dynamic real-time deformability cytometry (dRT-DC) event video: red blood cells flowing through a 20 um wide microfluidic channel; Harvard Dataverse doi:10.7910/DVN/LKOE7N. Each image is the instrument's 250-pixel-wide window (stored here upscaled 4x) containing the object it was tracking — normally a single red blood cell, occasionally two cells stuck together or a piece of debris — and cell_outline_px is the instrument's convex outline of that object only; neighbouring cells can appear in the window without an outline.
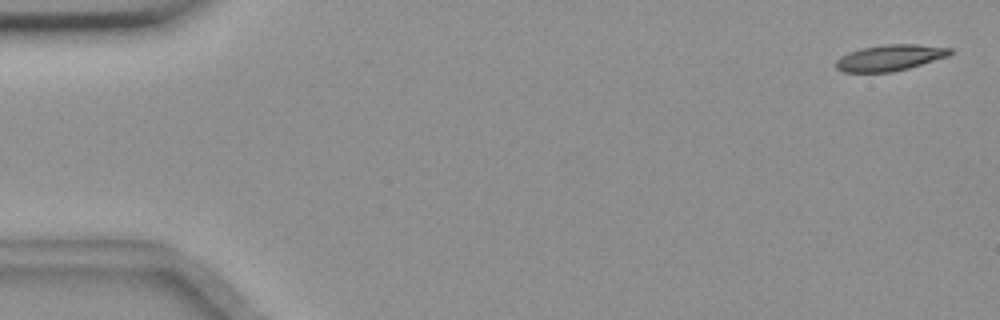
{"species": "common noctule bat (a hibernating species)", "species_latin": "Nyctalus noctula", "temperature_condition": "room temperature", "stored_images_in_passage": 11, "camera_frame_rate_fps": 3000, "um_per_image_px": 0.085, "animal": {"sex": "female", "body_mass_g": 18.4}, "frame": {"image": 1, "passage_image": 2, "time_ms": 0.333, "image_size_px": [1000, 320], "cell_outline_px": [[952, 52], [948, 56], [908, 68], [892, 72], [844, 72], [836, 68], [836, 60], [840, 56], [848, 52], [860, 48], [884, 44], [916, 44], [952, 48]], "centroid_in_image_um": [75.61, 4.9], "position_along_channel_um": 9.4, "area_um2": 17.34}}